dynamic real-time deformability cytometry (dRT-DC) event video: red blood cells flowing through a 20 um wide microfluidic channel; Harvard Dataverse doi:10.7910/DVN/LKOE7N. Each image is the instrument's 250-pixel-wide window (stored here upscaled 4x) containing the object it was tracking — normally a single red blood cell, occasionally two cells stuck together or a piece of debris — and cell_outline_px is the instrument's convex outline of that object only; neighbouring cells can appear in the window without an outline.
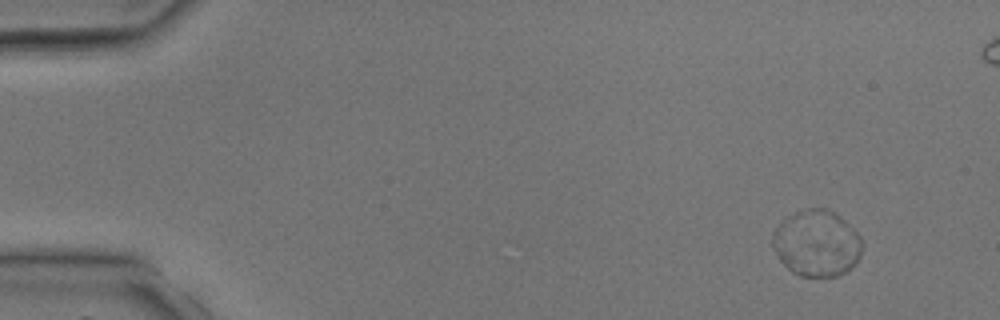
{"species": "common noctule bat (a hibernating species)", "species_latin": "Nyctalus noctula", "temperature_condition": "room temperature", "stored_images_in_passage": 4, "segment_of_instrument_passage": [1, 2], "camera_frame_rate_fps": 3000, "um_per_image_px": 0.085, "animal": {"sex": "male", "body_mass_g": 17.9, "forearm_length_mm": 54.2}, "frame": {"image": 1, "passage_image": 1, "time_ms": 0.0, "image_size_px": [1000, 320], "cell_outline_px": [[860, 256], [856, 264], [852, 268], [836, 276], [800, 276], [792, 272], [780, 260], [772, 244], [772, 232], [780, 220], [784, 216], [808, 208], [828, 208], [840, 216], [860, 236]], "centroid_in_image_um": [69.38, 20.66], "position_along_channel_um": 15.6, "area_um2": 34.68}}